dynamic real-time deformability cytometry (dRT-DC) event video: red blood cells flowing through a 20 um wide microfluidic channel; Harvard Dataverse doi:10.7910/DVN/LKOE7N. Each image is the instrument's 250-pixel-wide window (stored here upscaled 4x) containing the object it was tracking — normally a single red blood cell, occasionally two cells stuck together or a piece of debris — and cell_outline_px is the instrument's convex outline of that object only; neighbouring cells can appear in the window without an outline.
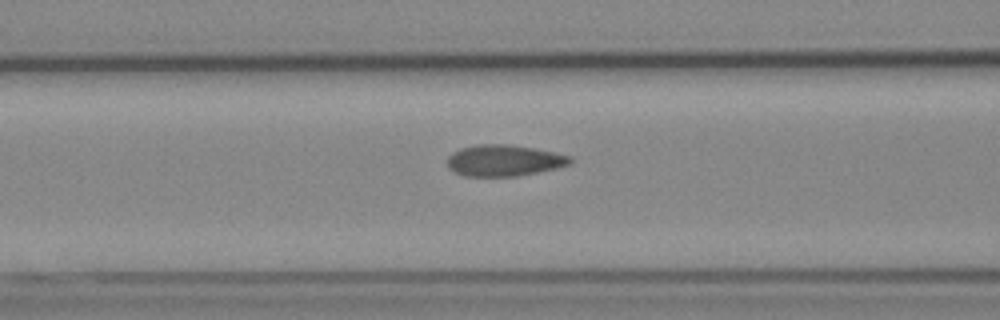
{"species": "Egyptian fruit bat (a non-hibernating species)", "species_latin": "Rousettus aegyptiacus", "temperature_condition": "cold", "stored_images_in_passage": 6, "camera_frame_rate_fps": 3000, "um_per_image_px": 0.085, "animal": {"sex": "female"}, "frame": {"image": 1, "passage_image": 6, "time_ms": 6.0, "image_size_px": [1000, 320], "cell_outline_px": [[572, 164], [556, 168], [516, 176], [464, 176], [448, 168], [448, 156], [452, 152], [460, 148], [476, 144], [508, 144], [536, 148], [556, 152], [572, 156]], "centroid_in_image_um": [42.86, 13.62], "position_along_channel_um": 123.7, "area_um2": 22.6}}